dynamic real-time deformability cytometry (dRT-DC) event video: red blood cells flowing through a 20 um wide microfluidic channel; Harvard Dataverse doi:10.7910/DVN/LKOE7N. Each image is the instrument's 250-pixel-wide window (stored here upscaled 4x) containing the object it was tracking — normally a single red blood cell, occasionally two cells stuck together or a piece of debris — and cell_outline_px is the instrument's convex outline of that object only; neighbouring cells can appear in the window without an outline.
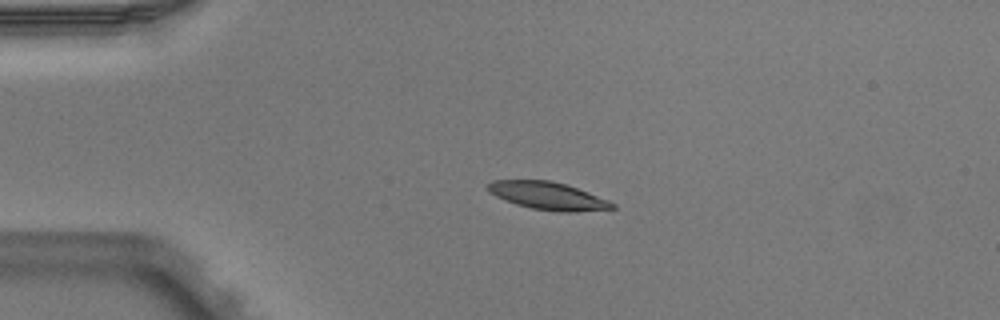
{"species": "Egyptian fruit bat (a non-hibernating species)", "species_latin": "Rousettus aegyptiacus", "temperature_condition": "warm", "stored_images_in_passage": 5, "camera_frame_rate_fps": 3000, "um_per_image_px": 0.085, "animal": {"sex": "male"}, "frame": {"image": 1, "passage_image": 3, "time_ms": 0.667, "image_size_px": [1000, 320], "cell_outline_px": [[616, 208], [568, 212], [560, 212], [532, 208], [516, 204], [504, 200], [488, 192], [488, 184], [492, 180], [548, 180], [564, 184], [576, 188], [608, 200], [616, 204]], "centroid_in_image_um": [46.54, 16.64], "position_along_channel_um": 38.5, "area_um2": 19.77}}